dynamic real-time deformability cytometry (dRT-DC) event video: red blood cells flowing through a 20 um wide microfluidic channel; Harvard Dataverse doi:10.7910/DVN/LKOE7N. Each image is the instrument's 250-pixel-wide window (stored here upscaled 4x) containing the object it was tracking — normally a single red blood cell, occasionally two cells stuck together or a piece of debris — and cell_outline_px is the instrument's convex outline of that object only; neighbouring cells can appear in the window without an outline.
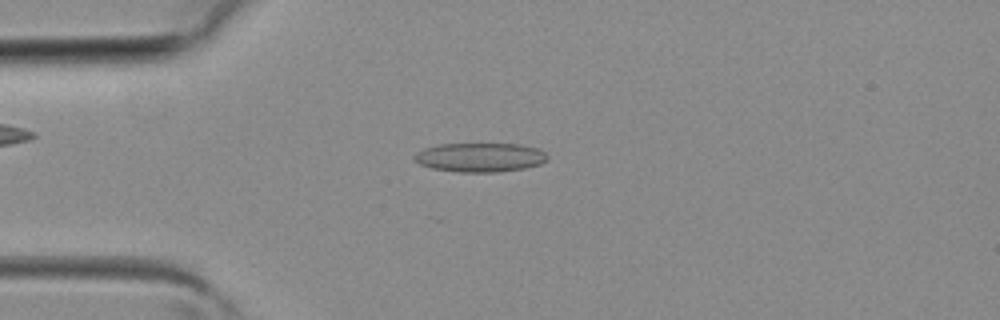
{"species": "common noctule bat (a hibernating species)", "species_latin": "Nyctalus noctula", "temperature_condition": "room temperature", "stored_images_in_passage": 35, "camera_frame_rate_fps": 3000, "um_per_image_px": 0.085, "animal": {"sex": "female", "body_mass_g": 19.3, "forearm_length_mm": 54.1}, "frame": {"image": 1, "passage_image": 5, "time_ms": 1.333, "image_size_px": [1000, 320], "cell_outline_px": [[548, 160], [540, 164], [524, 168], [496, 172], [460, 172], [432, 168], [420, 164], [412, 156], [416, 152], [424, 148], [440, 144], [520, 144], [540, 148], [548, 156]], "centroid_in_image_um": [40.83, 13.37], "position_along_channel_um": 44.2, "area_um2": 22.6}}
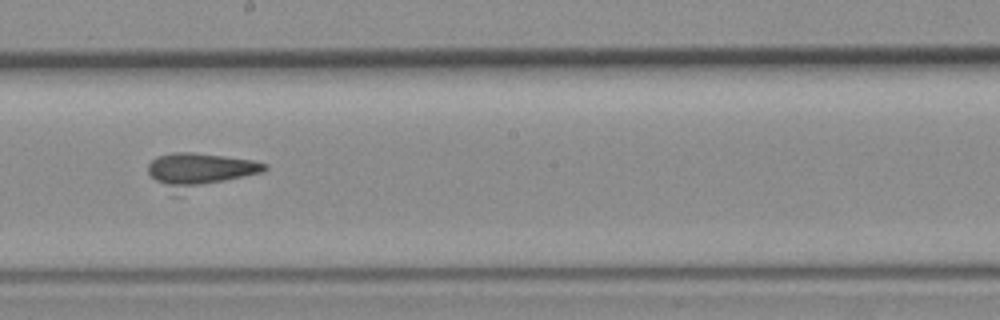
{"frame": {"image": 2, "passage_image": 17, "time_ms": 5.333, "image_size_px": [1000, 320], "cell_outline_px": [[268, 168], [264, 172], [176, 196], [172, 196], [148, 172], [148, 164], [156, 156], [172, 152], [192, 152], [224, 156], [252, 160], [268, 164]], "centroid_in_image_um": [16.96, 14.52], "position_along_channel_um": 231.2, "area_um2": 24.16}}
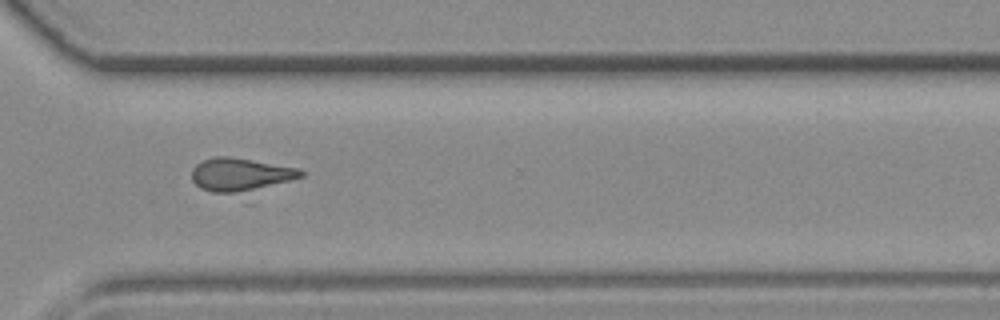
{"frame": {"image": 3, "passage_image": 24, "time_ms": 7.667, "image_size_px": [1000, 320], "cell_outline_px": [[304, 176], [248, 192], [212, 192], [200, 188], [192, 180], [192, 168], [196, 164], [204, 160], [216, 156], [228, 156], [300, 168], [304, 172]], "centroid_in_image_um": [20.44, 14.83], "position_along_channel_um": 350.2, "area_um2": 20.92}}